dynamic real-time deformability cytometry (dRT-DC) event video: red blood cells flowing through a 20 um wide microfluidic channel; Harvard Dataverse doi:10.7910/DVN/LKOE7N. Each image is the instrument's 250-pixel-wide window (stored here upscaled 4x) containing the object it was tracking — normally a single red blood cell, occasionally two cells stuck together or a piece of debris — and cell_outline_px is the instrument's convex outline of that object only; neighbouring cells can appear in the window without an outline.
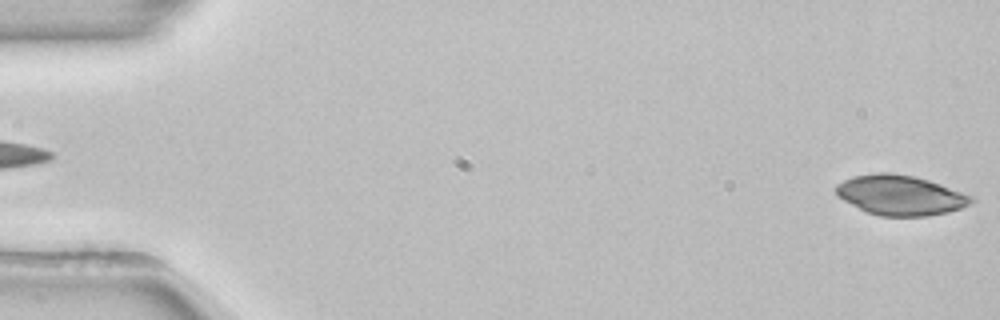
{"species": "common noctule bat (a hibernating species)", "species_latin": "Nyctalus noctula", "temperature_condition": "room temperature", "stored_images_in_passage": 53, "camera_frame_rate_fps": 3000, "um_per_image_px": 0.085, "animal": {"sex": "female", "body_mass_g": 22.7, "forearm_length_mm": 54.2}, "frame": {"image": 1, "passage_image": 1, "time_ms": 0.0, "image_size_px": [1000, 320], "cell_outline_px": [[976, 200], [960, 208], [928, 216], [880, 216], [864, 212], [836, 196], [836, 184], [852, 176], [876, 172], [892, 172], [916, 176], [940, 184], [972, 196]], "centroid_in_image_um": [76.47, 16.58], "position_along_channel_um": 8.5, "area_um2": 31.62}}